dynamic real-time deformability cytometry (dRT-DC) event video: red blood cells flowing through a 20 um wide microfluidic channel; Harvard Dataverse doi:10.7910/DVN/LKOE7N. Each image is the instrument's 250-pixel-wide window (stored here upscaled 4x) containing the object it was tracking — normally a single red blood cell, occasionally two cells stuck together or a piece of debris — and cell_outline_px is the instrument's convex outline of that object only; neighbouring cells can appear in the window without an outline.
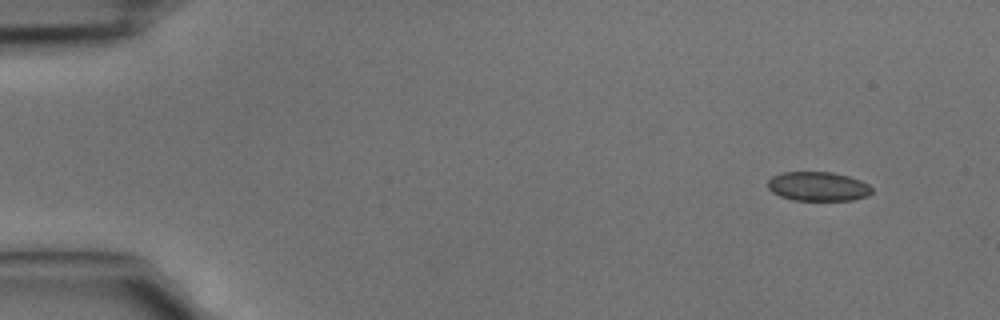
{"species": "common noctule bat (a hibernating species)", "species_latin": "Nyctalus noctula", "temperature_condition": "cold", "stored_images_in_passage": 3, "camera_frame_rate_fps": 3000, "um_per_image_px": 0.085, "animal": {"sex": "male", "body_mass_g": 15.6}, "frame": {"image": 1, "passage_image": 1, "time_ms": 0.0, "image_size_px": [1000, 320], "cell_outline_px": [[872, 192], [868, 196], [852, 200], [792, 200], [780, 196], [772, 192], [768, 188], [768, 180], [772, 176], [784, 172], [832, 172], [848, 176], [860, 180], [868, 184], [872, 188]], "centroid_in_image_um": [69.53, 15.84], "position_along_channel_um": 15.5, "area_um2": 17.74}}
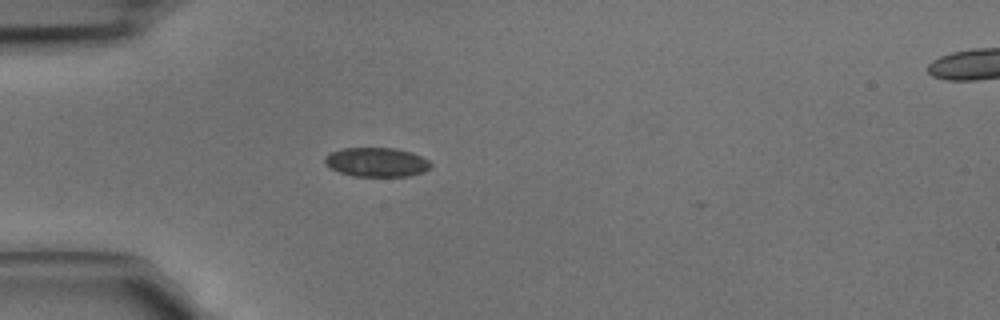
{"frame": {"image": 2, "passage_image": 3, "time_ms": 0.667, "image_size_px": [1000, 320], "cell_outline_px": [[432, 164], [424, 172], [408, 176], [352, 176], [340, 172], [324, 164], [324, 156], [340, 148], [396, 148], [412, 152], [428, 160]], "centroid_in_image_um": [32.0, 13.78], "position_along_channel_um": 53.0, "area_um2": 18.03}}